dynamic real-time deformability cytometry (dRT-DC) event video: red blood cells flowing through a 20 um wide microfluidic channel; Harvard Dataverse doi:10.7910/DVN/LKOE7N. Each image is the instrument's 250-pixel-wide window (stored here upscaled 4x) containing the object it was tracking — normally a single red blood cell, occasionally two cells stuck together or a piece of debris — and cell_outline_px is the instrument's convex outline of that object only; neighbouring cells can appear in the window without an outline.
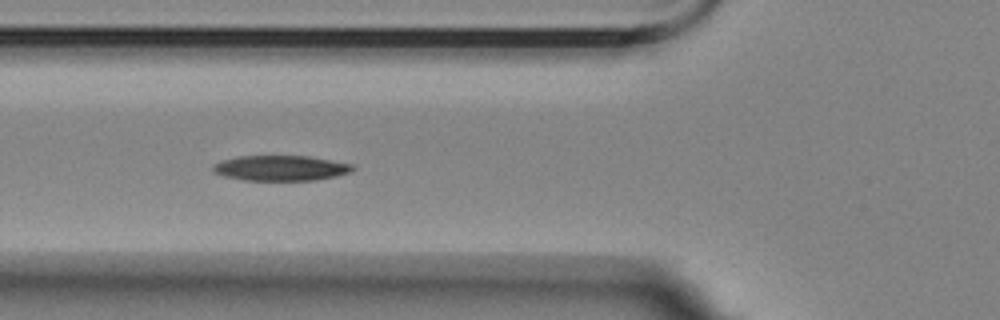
{"species": "Egyptian fruit bat (a non-hibernating species)", "species_latin": "Rousettus aegyptiacus", "temperature_condition": "room temperature", "stored_images_in_passage": 6, "camera_frame_rate_fps": 3000, "um_per_image_px": 0.085, "animal": {"sex": "female"}, "frame": {"image": 1, "passage_image": 3, "time_ms": 2.333, "image_size_px": [1000, 320], "cell_outline_px": [[356, 168], [348, 172], [336, 176], [316, 180], [244, 180], [224, 176], [212, 172], [212, 164], [236, 156], [308, 156], [352, 164]], "centroid_in_image_um": [23.82, 14.28], "position_along_channel_um": 102.0, "area_um2": 20.52}}
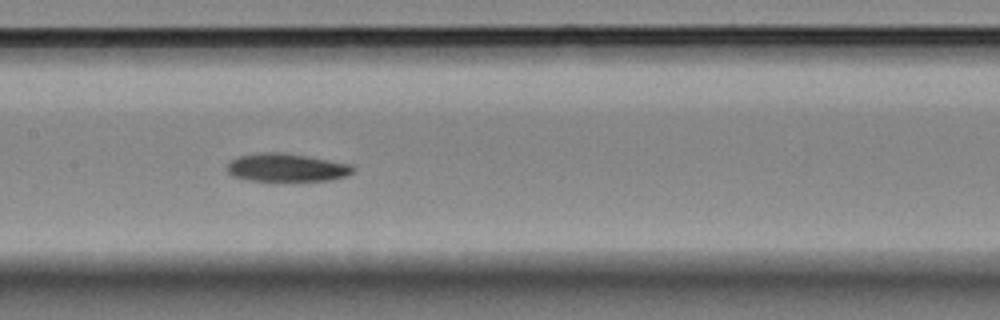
{"frame": {"image": 2, "passage_image": 5, "time_ms": 4.667, "image_size_px": [1000, 320], "cell_outline_px": [[356, 168], [352, 172], [344, 176], [328, 180], [248, 180], [232, 176], [228, 172], [228, 164], [232, 160], [240, 156], [264, 152], [280, 152], [352, 164]], "centroid_in_image_um": [24.36, 14.24], "position_along_channel_um": 183.0, "area_um2": 20.11}}
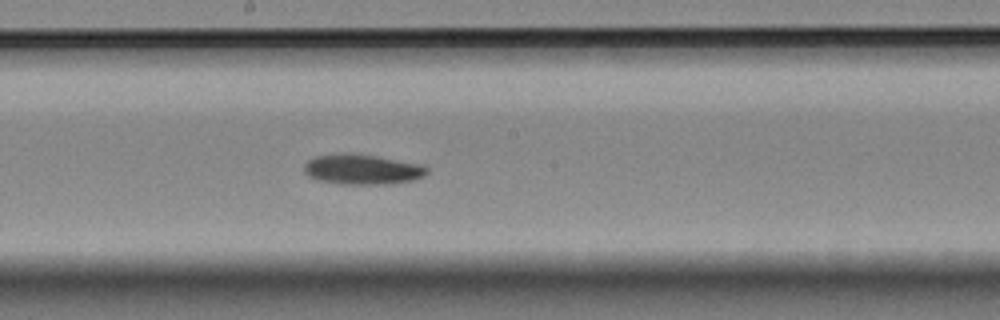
{"frame": {"image": 3, "passage_image": 6, "time_ms": 5.667, "image_size_px": [1000, 320], "cell_outline_px": [[428, 172], [424, 176], [412, 180], [388, 184], [340, 184], [316, 180], [308, 176], [304, 172], [304, 164], [308, 160], [316, 156], [344, 152], [352, 152], [424, 164], [428, 168]], "centroid_in_image_um": [30.78, 14.38], "position_along_channel_um": 217.4, "area_um2": 21.96}}